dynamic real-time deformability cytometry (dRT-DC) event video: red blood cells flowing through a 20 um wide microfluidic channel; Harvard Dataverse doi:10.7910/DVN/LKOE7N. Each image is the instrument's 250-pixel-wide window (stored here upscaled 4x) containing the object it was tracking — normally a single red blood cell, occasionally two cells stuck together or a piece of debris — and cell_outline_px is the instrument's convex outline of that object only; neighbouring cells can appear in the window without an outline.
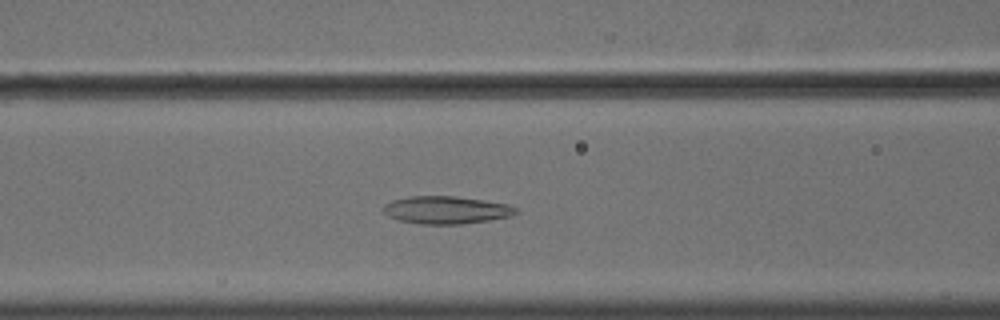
{"species": "common noctule bat (a hibernating species)", "species_latin": "Nyctalus noctula", "temperature_condition": "cold", "stored_images_in_passage": 52, "camera_frame_rate_fps": 3000, "um_per_image_px": 0.085, "animal": {"sex": "male", "body_mass_g": 18.8}, "frame": {"image": 1, "passage_image": 20, "time_ms": 6.333, "image_size_px": [1000, 320], "cell_outline_px": [[520, 212], [512, 216], [464, 224], [420, 224], [400, 220], [388, 216], [380, 208], [384, 204], [392, 200], [408, 196], [452, 196], [508, 204], [516, 208]], "centroid_in_image_um": [37.9, 17.85], "position_along_channel_um": 128.7, "area_um2": 21.39}}
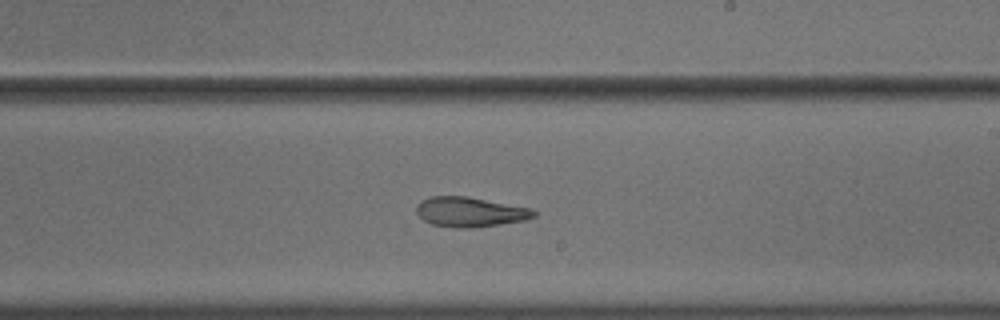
{"frame": {"image": 2, "passage_image": 30, "time_ms": 9.667, "image_size_px": [1000, 320], "cell_outline_px": [[536, 216], [524, 220], [500, 224], [468, 228], [456, 228], [432, 224], [424, 220], [416, 212], [416, 204], [420, 200], [428, 196], [468, 196], [532, 208], [536, 212]], "centroid_in_image_um": [39.93, 18.0], "position_along_channel_um": 249.1, "area_um2": 20.52}}
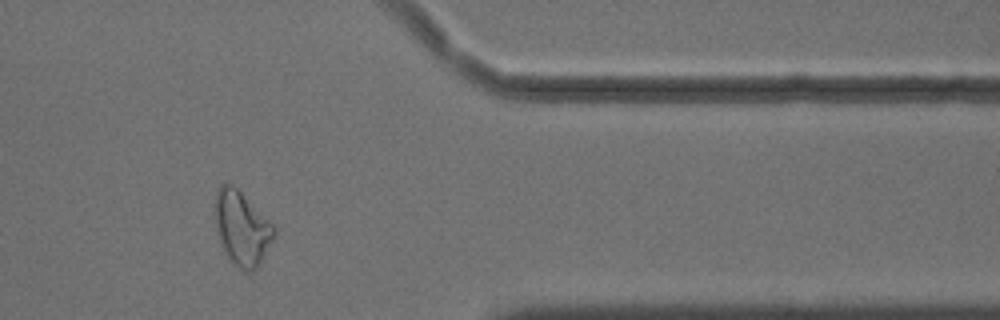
{"frame": {"image": 3, "passage_image": 43, "time_ms": 14.0, "image_size_px": [1000, 320], "cell_outline_px": [[276, 232], [272, 240], [256, 268], [252, 272], [248, 272], [236, 268], [228, 260], [220, 240], [216, 228], [212, 204], [216, 192], [220, 184], [232, 184], [276, 228]], "centroid_in_image_um": [20.49, 19.4], "position_along_channel_um": 390.9, "area_um2": 25.37}, "authors_computed_cell_mechanics": {"area_um2": 23.9003, "velocity_mm_per_s": 3.6047, "shape_relaxation_time_tau1_ms": null, "shape_relaxation_time_tau2_ms": 3.168, "deformation_change_tau1": null, "deformation_change_tau2": 0.1183}}